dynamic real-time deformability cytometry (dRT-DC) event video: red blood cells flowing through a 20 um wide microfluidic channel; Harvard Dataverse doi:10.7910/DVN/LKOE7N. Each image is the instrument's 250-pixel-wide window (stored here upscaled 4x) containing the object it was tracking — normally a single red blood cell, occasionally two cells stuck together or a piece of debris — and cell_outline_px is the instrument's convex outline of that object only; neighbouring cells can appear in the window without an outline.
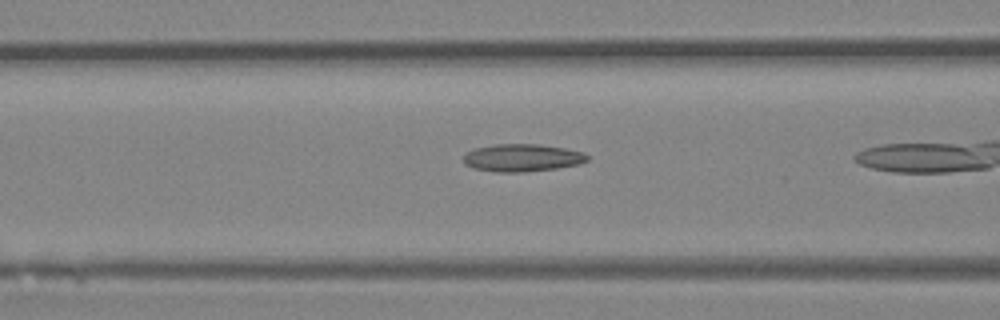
{"species": "Egyptian fruit bat (a non-hibernating species)", "species_latin": "Rousettus aegyptiacus", "temperature_condition": "room temperature", "stored_images_in_passage": 9, "camera_frame_rate_fps": 3000, "um_per_image_px": 0.085, "animal": {"sex": "female"}, "frame": {"image": 1, "passage_image": 7, "time_ms": 2.0, "image_size_px": [1000, 320], "cell_outline_px": [[588, 160], [580, 164], [556, 168], [524, 172], [496, 172], [472, 168], [464, 164], [464, 156], [468, 152], [476, 148], [496, 144], [540, 144], [564, 148], [584, 152], [588, 156]], "centroid_in_image_um": [44.4, 13.41], "position_along_channel_um": 122.2, "area_um2": 19.88}}